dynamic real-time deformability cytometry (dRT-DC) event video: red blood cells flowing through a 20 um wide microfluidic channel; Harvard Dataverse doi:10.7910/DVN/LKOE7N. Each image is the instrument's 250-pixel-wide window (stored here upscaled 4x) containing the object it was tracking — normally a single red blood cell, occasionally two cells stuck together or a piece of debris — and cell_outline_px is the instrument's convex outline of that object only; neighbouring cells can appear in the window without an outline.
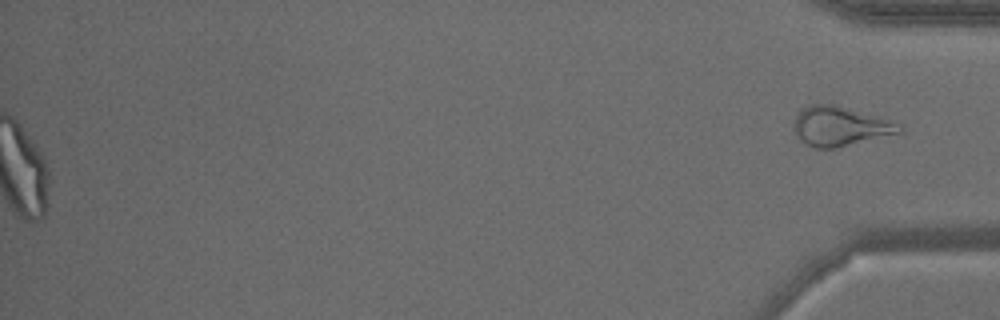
{"species": "common noctule bat (a hibernating species)", "species_latin": "Nyctalus noctula", "temperature_condition": "warm", "stored_images_in_passage": 32, "segment_of_instrument_passage": [2, 2], "camera_frame_rate_fps": 3000, "um_per_image_px": 0.085, "animal": {"sex": "male", "body_mass_g": 15.6}, "frame": {"image": 1, "passage_image": 32, "time_ms": 10.333, "image_size_px": [1000, 320], "cell_outline_px": [[904, 132], [836, 148], [816, 148], [800, 140], [792, 128], [796, 116], [800, 108], [808, 104], [832, 104], [896, 120], [900, 124]], "centroid_in_image_um": [71.44, 10.72], "position_along_channel_um": 363.8, "area_um2": 24.62}}